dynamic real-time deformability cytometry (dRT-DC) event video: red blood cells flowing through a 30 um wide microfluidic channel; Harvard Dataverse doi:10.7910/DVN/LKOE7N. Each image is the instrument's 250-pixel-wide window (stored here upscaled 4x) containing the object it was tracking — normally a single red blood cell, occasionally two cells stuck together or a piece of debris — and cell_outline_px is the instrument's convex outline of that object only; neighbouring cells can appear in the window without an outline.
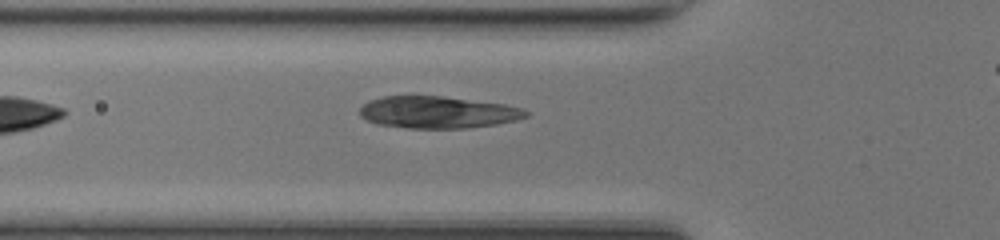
{"species": "common noctule bat (a hibernating species)", "species_latin": "Nyctalus noctula", "temperature_condition": "room temperature", "stored_images_in_passage": 28, "camera_frame_rate_fps": 3000, "um_per_image_px": 0.085, "animal": {"sex": "female", "body_mass_g": 17.0, "forearm_length_mm": 48.0}, "frame": {"image": 1, "passage_image": 2, "time_ms": 0.333, "image_size_px": [1000, 240], "cell_outline_px": [[528, 116], [516, 120], [496, 124], [468, 128], [408, 128], [376, 124], [360, 116], [360, 108], [368, 100], [380, 96], [444, 96], [504, 104], [524, 108], [528, 112]], "centroid_in_image_um": [37.2, 9.54], "position_along_channel_um": 88.6, "area_um2": 31.1}}
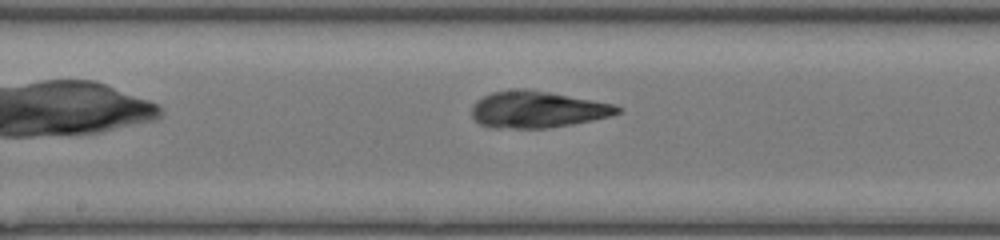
{"frame": {"image": 2, "passage_image": 10, "time_ms": 3.0, "image_size_px": [1000, 240], "cell_outline_px": [[620, 112], [608, 116], [592, 120], [572, 124], [548, 128], [492, 128], [480, 124], [472, 116], [472, 104], [476, 100], [492, 92], [520, 88], [548, 92], [612, 104], [620, 108]], "centroid_in_image_um": [45.6, 9.31], "position_along_channel_um": 202.6, "area_um2": 30.75}}
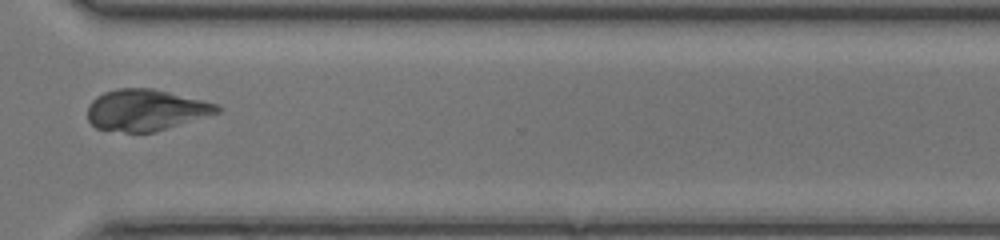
{"frame": {"image": 3, "passage_image": 21, "time_ms": 6.667, "image_size_px": [1000, 240], "cell_outline_px": [[224, 108], [220, 112], [156, 132], [124, 132], [96, 128], [88, 120], [88, 104], [96, 96], [104, 92], [116, 88], [152, 88], [220, 104]], "centroid_in_image_um": [12.41, 9.35], "position_along_channel_um": 358.2, "area_um2": 31.44}}